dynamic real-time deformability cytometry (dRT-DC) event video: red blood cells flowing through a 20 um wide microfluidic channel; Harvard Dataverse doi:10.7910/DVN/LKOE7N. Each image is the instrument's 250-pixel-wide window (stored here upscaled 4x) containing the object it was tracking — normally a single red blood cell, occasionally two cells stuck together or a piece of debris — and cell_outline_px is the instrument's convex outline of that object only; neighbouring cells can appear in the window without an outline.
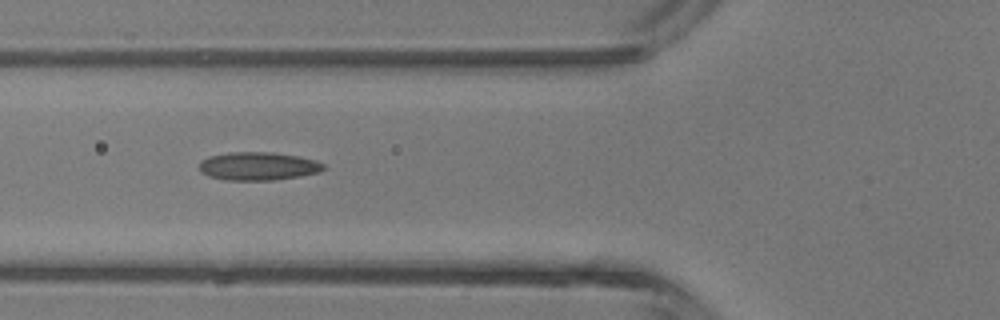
{"species": "common noctule bat (a hibernating species)", "species_latin": "Nyctalus noctula", "temperature_condition": "room temperature", "stored_images_in_passage": 5, "camera_frame_rate_fps": 3000, "um_per_image_px": 0.085, "animal": {"sex": "male", "body_mass_g": 13.3}, "frame": {"image": 1, "passage_image": 5, "time_ms": 5.333, "image_size_px": [1000, 320], "cell_outline_px": [[324, 168], [320, 172], [300, 176], [272, 180], [228, 180], [208, 176], [200, 172], [200, 160], [208, 156], [232, 152], [272, 152], [300, 156], [316, 160], [324, 164]], "centroid_in_image_um": [21.94, 14.12], "position_along_channel_um": 103.9, "area_um2": 20.52}}